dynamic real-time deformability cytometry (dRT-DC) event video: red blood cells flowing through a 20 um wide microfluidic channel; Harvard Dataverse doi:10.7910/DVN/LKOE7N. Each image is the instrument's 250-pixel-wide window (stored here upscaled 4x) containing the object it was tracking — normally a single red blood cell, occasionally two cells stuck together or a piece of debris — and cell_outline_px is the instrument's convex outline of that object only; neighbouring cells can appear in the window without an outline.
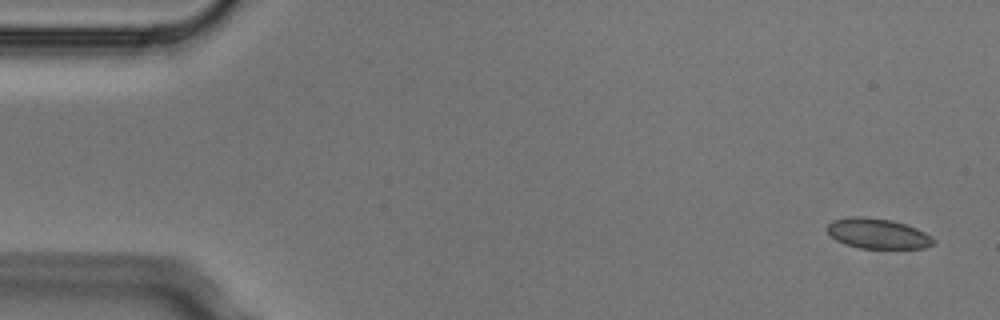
{"species": "Egyptian fruit bat (a non-hibernating species)", "species_latin": "Rousettus aegyptiacus", "temperature_condition": "cold", "stored_images_in_passage": 6, "camera_frame_rate_fps": 3000, "um_per_image_px": 0.085, "animal": {"sex": "male"}, "frame": {"image": 1, "passage_image": 1, "time_ms": 0.0, "image_size_px": [1000, 320], "cell_outline_px": [[936, 244], [924, 248], [860, 248], [844, 244], [836, 240], [828, 232], [828, 224], [832, 220], [852, 216], [864, 216], [892, 220], [916, 228], [932, 236], [936, 240]], "centroid_in_image_um": [74.63, 19.85], "position_along_channel_um": 10.4, "area_um2": 18.79}}
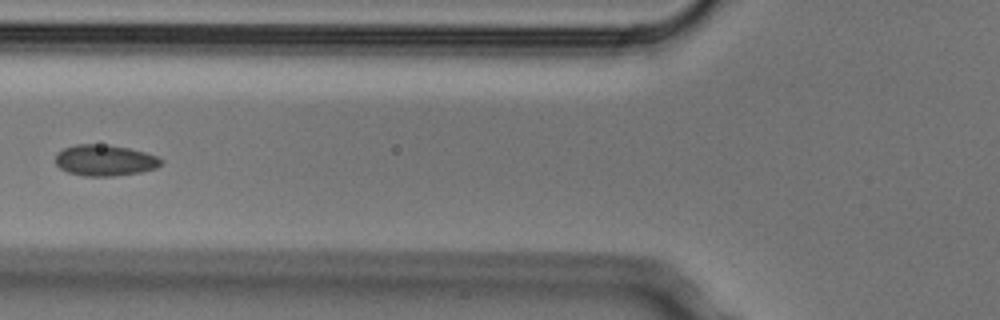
{"frame": {"image": 2, "passage_image": 5, "time_ms": 1.333, "image_size_px": [1000, 320], "cell_outline_px": [[164, 164], [156, 168], [140, 172], [112, 176], [84, 176], [68, 172], [60, 168], [56, 164], [56, 152], [64, 148], [76, 144], [100, 144], [128, 148], [144, 152], [156, 156], [164, 160]], "centroid_in_image_um": [8.92, 13.63], "position_along_channel_um": 116.9, "area_um2": 19.13}}
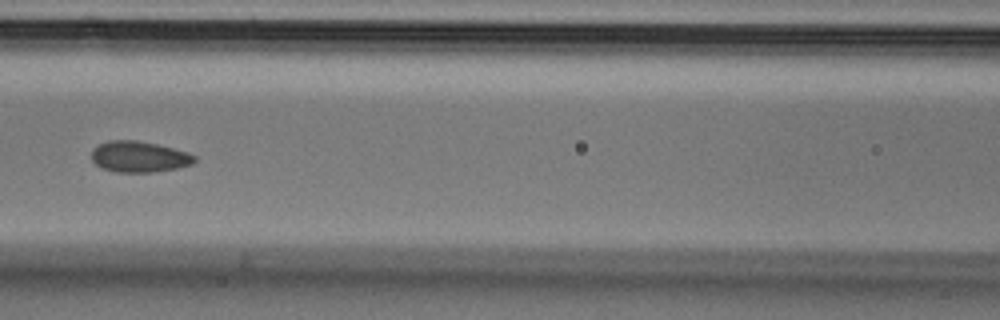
{"frame": {"image": 3, "passage_image": 6, "time_ms": 1.667, "image_size_px": [1000, 320], "cell_outline_px": [[196, 160], [192, 164], [176, 168], [152, 172], [116, 172], [104, 168], [96, 164], [92, 160], [92, 148], [108, 140], [136, 140], [156, 144], [188, 152], [196, 156]], "centroid_in_image_um": [11.82, 13.31], "position_along_channel_um": 154.8, "area_um2": 18.5}}